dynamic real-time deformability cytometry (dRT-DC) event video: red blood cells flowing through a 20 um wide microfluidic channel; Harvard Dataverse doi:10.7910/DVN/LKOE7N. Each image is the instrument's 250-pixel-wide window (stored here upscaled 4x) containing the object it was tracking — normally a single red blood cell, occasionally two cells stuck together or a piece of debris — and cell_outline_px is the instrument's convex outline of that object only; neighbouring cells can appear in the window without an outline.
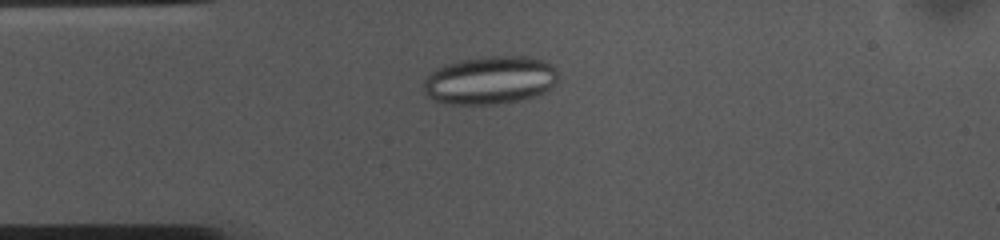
{"species": "common noctule bat (a hibernating species)", "species_latin": "Nyctalus noctula", "temperature_condition": "cold", "stored_images_in_passage": 48, "camera_frame_rate_fps": 3000, "um_per_image_px": 0.085, "animal": {"sex": "female", "body_mass_g": 10.0, "forearm_length_mm": 53.1}, "frame": {"image": 1, "passage_image": 7, "time_ms": 2.0, "image_size_px": [1000, 240], "cell_outline_px": [[556, 84], [552, 88], [536, 96], [520, 100], [496, 104], [444, 104], [428, 96], [424, 92], [424, 80], [436, 68], [444, 64], [460, 60], [488, 56], [528, 56], [544, 60], [552, 64], [556, 68]], "centroid_in_image_um": [41.67, 6.81], "position_along_channel_um": 43.3, "area_um2": 37.97}}
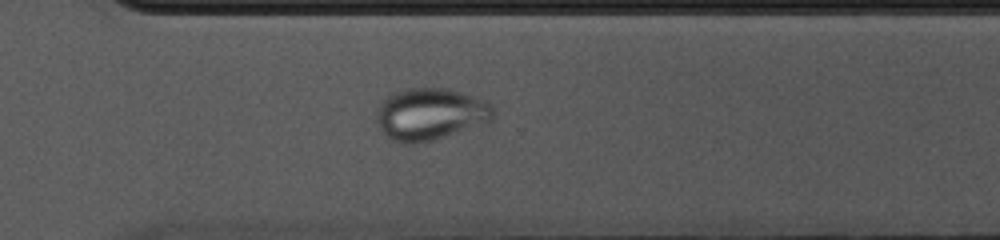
{"frame": {"image": 2, "passage_image": 32, "time_ms": 10.333, "image_size_px": [1000, 240], "cell_outline_px": [[492, 120], [432, 140], [408, 144], [400, 144], [384, 136], [376, 120], [376, 112], [380, 104], [388, 96], [396, 92], [408, 88], [448, 88], [484, 100], [492, 104]], "centroid_in_image_um": [36.52, 9.7], "position_along_channel_um": 334.1, "area_um2": 34.97}}
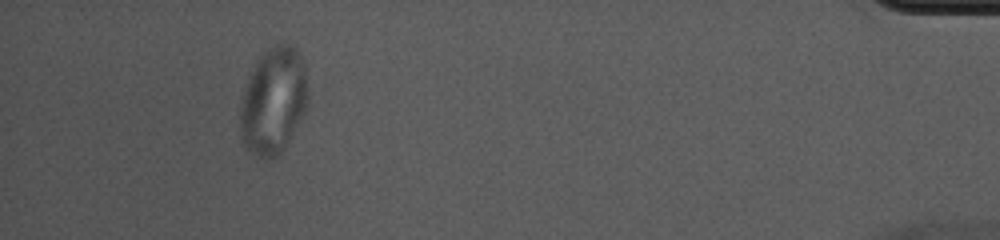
{"frame": {"image": 3, "passage_image": 44, "time_ms": 14.333, "image_size_px": [1000, 240], "cell_outline_px": [[308, 100], [304, 112], [300, 120], [284, 148], [276, 156], [268, 160], [264, 160], [256, 156], [244, 148], [240, 140], [240, 96], [248, 76], [256, 60], [272, 44], [292, 44], [296, 48], [304, 64], [308, 92]], "centroid_in_image_um": [23.19, 8.58], "position_along_channel_um": 412.0, "area_um2": 42.83}}